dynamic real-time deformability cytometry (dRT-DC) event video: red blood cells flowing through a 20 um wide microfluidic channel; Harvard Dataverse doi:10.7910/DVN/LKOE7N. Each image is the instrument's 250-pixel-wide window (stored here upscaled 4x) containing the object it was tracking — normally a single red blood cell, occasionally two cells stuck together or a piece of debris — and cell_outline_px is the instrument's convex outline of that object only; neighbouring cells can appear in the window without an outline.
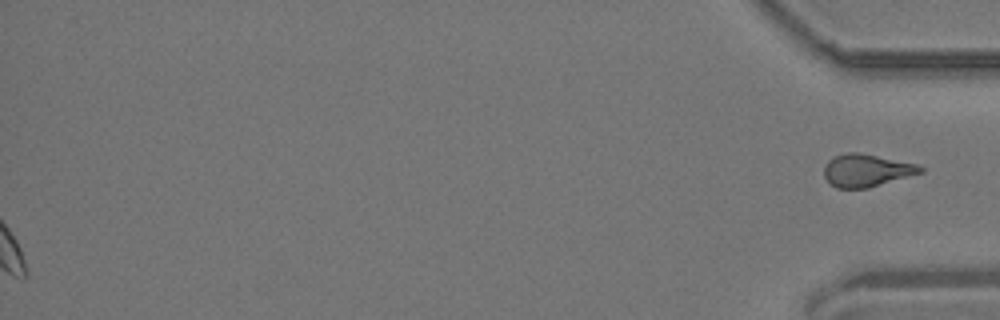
{"species": "common noctule bat (a hibernating species)", "species_latin": "Nyctalus noctula", "temperature_condition": "room temperature", "stored_images_in_passage": 58, "segment_of_instrument_passage": [2, 2], "camera_frame_rate_fps": 3000, "um_per_image_px": 0.085, "animal": {"sex": "male", "body_mass_g": 19.2, "forearm_length_mm": 51.8}, "frame": {"image": 1, "passage_image": 58, "time_ms": 19.0, "image_size_px": [1000, 320], "cell_outline_px": [[924, 172], [868, 188], [836, 188], [824, 176], [824, 168], [828, 160], [832, 156], [848, 152], [860, 152], [916, 164], [924, 168]], "centroid_in_image_um": [73.64, 14.47], "position_along_channel_um": 361.6, "area_um2": 18.26}}